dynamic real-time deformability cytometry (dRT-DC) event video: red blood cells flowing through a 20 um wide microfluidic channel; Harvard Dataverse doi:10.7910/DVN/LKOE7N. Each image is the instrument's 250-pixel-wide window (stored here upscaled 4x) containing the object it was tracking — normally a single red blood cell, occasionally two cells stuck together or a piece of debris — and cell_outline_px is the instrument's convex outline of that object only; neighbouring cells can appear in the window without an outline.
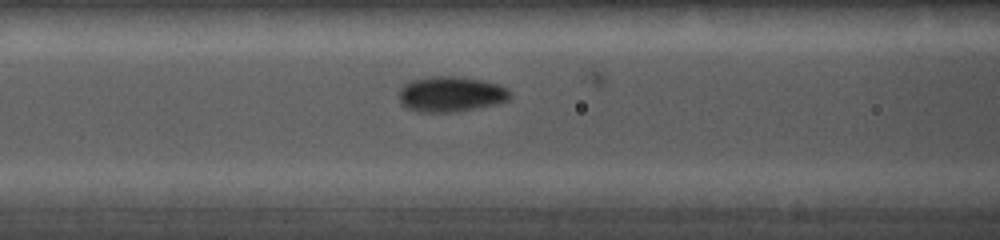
{"species": "common noctule bat (a hibernating species)", "species_latin": "Nyctalus noctula", "temperature_condition": "cold", "stored_images_in_passage": 25, "camera_frame_rate_fps": 5000, "um_per_image_px": 0.085, "animal": {"sex": "female", "body_mass_g": 19.0, "forearm_length_mm": 56.7}, "frame": {"image": 1, "passage_image": 21, "time_ms": 4.6, "image_size_px": [1000, 240], "cell_outline_px": [[512, 96], [508, 100], [496, 104], [456, 112], [416, 112], [408, 108], [400, 100], [400, 88], [404, 84], [412, 80], [428, 76], [452, 76], [484, 80], [500, 84], [508, 88], [512, 92]], "centroid_in_image_um": [38.37, 7.99], "position_along_channel_um": 128.2, "area_um2": 23.12}}